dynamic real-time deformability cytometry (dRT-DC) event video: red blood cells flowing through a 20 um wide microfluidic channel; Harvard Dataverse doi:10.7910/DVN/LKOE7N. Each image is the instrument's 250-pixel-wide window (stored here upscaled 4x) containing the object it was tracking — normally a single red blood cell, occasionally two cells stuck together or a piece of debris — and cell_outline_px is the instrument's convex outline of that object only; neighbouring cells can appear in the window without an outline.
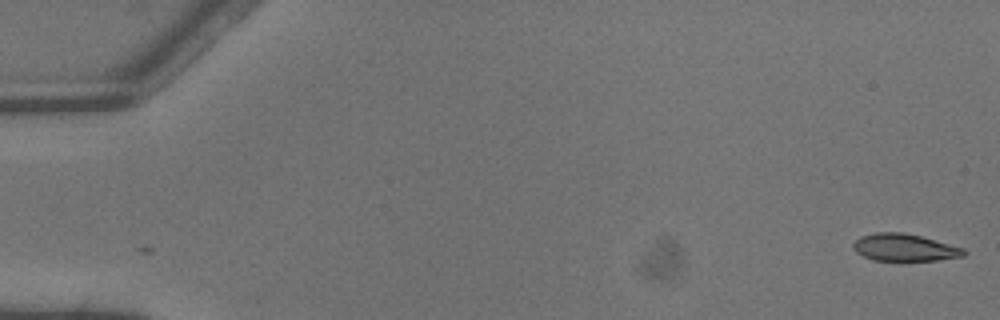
{"species": "common noctule bat (a hibernating species)", "species_latin": "Nyctalus noctula", "temperature_condition": "warm", "stored_images_in_passage": 5, "camera_frame_rate_fps": 3000, "um_per_image_px": 0.085, "animal": {"sex": "male", "body_mass_g": 13.3}, "frame": {"image": 1, "passage_image": 1, "time_ms": 0.0, "image_size_px": [1000, 320], "cell_outline_px": [[968, 252], [964, 256], [936, 260], [900, 264], [872, 260], [856, 252], [852, 248], [852, 244], [860, 236], [876, 232], [904, 232], [920, 236], [964, 248]], "centroid_in_image_um": [76.86, 21.09], "position_along_channel_um": 8.1, "area_um2": 18.44}}
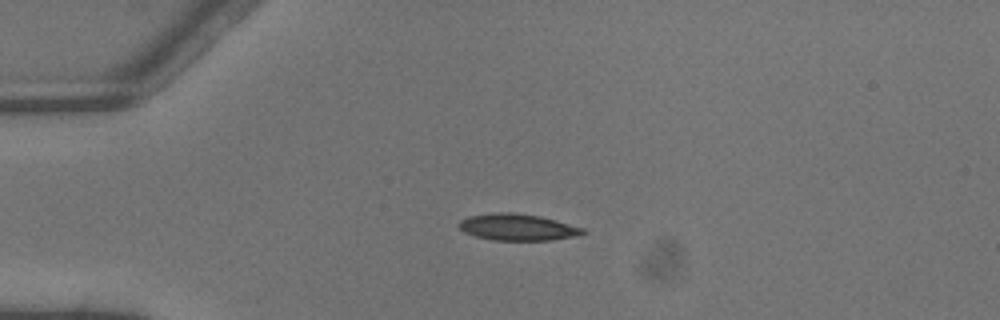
{"frame": {"image": 2, "passage_image": 4, "time_ms": 1.0, "image_size_px": [1000, 320], "cell_outline_px": [[588, 232], [580, 236], [552, 240], [492, 240], [476, 236], [464, 232], [456, 224], [460, 220], [468, 216], [492, 212], [512, 212], [540, 216], [556, 220], [584, 228]], "centroid_in_image_um": [44.01, 19.31], "position_along_channel_um": 41.0, "area_um2": 19.48}}